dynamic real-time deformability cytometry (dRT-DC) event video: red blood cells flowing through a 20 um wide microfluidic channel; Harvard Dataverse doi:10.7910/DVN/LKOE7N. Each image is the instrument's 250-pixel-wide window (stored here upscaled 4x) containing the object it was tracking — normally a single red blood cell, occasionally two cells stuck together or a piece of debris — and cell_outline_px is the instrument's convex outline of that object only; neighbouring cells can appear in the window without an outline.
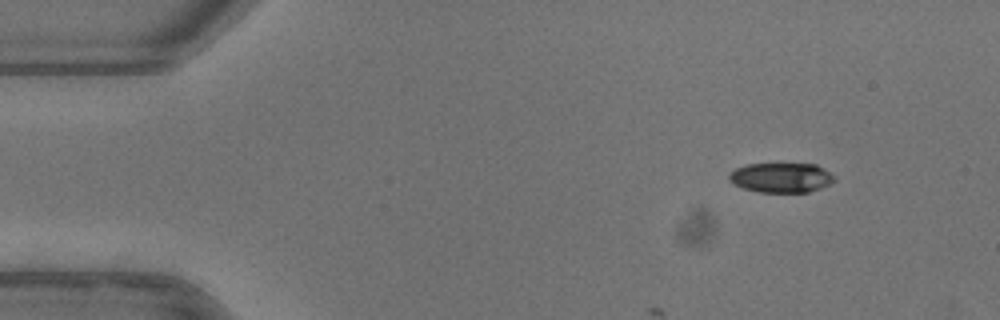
{"species": "common noctule bat (a hibernating species)", "species_latin": "Nyctalus noctula", "temperature_condition": "warm", "stored_images_in_passage": 10, "camera_frame_rate_fps": 3000, "um_per_image_px": 0.085, "animal": {"sex": "female"}, "frame": {"image": 1, "passage_image": 1, "time_ms": 0.0, "image_size_px": [1000, 320], "cell_outline_px": [[836, 180], [820, 188], [808, 192], [760, 192], [744, 188], [732, 184], [728, 180], [728, 176], [736, 168], [748, 164], [816, 164], [836, 176]], "centroid_in_image_um": [66.4, 15.1], "position_along_channel_um": 18.6, "area_um2": 18.21}}
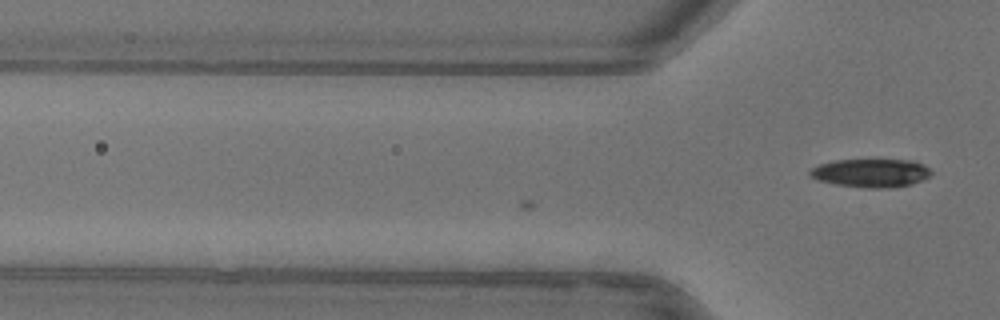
{"frame": {"image": 2, "passage_image": 10, "time_ms": 3.0, "image_size_px": [1000, 320], "cell_outline_px": [[932, 176], [924, 180], [912, 184], [888, 188], [864, 188], [836, 184], [816, 180], [808, 176], [808, 172], [812, 168], [820, 164], [836, 160], [912, 160], [928, 168], [932, 172]], "centroid_in_image_um": [74.02, 14.71], "position_along_channel_um": 51.8, "area_um2": 20.17}}